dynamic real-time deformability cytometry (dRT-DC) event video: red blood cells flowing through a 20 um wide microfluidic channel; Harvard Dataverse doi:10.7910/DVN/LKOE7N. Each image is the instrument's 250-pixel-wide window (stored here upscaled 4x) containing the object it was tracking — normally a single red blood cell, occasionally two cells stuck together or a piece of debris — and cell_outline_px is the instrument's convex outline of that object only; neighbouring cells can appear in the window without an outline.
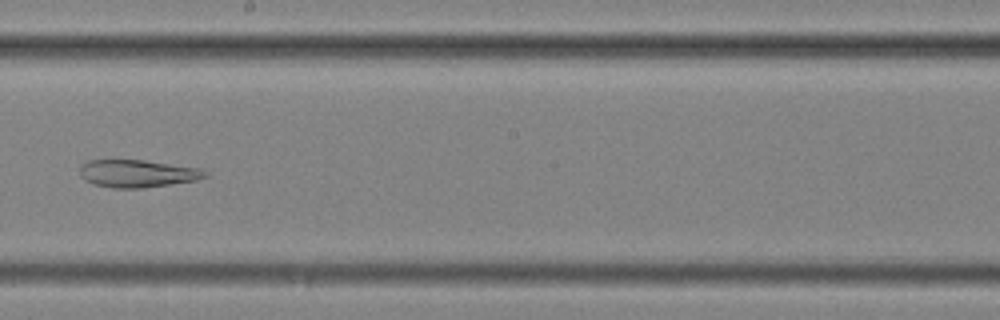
{"species": "common noctule bat (a hibernating species)", "species_latin": "Nyctalus noctula", "temperature_condition": "cold", "stored_images_in_passage": 9, "camera_frame_rate_fps": 3000, "um_per_image_px": 0.085, "animal": {"sex": "female", "body_mass_g": 25.1}, "frame": {"image": 1, "passage_image": 9, "time_ms": 2.667, "image_size_px": [1000, 320], "cell_outline_px": [[208, 176], [196, 180], [144, 188], [112, 188], [96, 184], [84, 180], [80, 176], [80, 164], [88, 160], [112, 156], [144, 160], [200, 168], [208, 172]], "centroid_in_image_um": [11.6, 14.7], "position_along_channel_um": 236.6, "area_um2": 20.98}}